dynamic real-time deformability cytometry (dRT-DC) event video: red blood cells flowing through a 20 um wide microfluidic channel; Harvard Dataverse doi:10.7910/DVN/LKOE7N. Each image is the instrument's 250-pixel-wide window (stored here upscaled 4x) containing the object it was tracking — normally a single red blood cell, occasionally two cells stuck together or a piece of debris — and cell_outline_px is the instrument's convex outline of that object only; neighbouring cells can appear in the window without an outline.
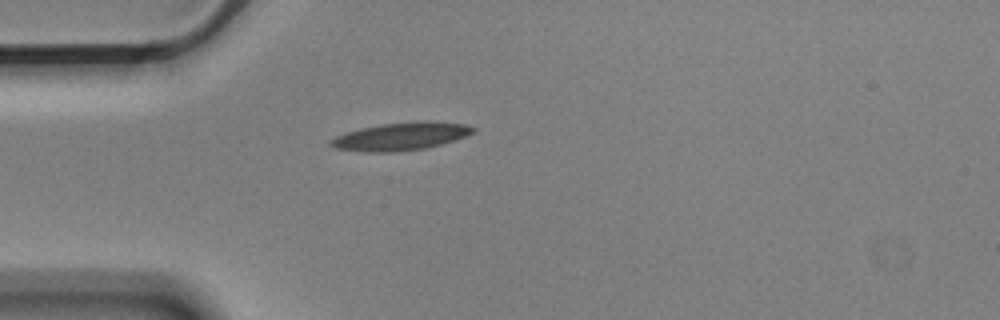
{"species": "Egyptian fruit bat (a non-hibernating species)", "species_latin": "Rousettus aegyptiacus", "temperature_condition": "cold", "stored_images_in_passage": 5, "camera_frame_rate_fps": 3000, "um_per_image_px": 0.085, "animal": {"sex": "male"}, "frame": {"image": 1, "passage_image": 4, "time_ms": 1.0, "image_size_px": [1000, 320], "cell_outline_px": [[476, 132], [440, 144], [424, 148], [396, 152], [364, 152], [336, 148], [328, 144], [328, 140], [336, 136], [360, 128], [380, 124], [416, 120], [428, 120], [464, 124], [476, 128]], "centroid_in_image_um": [34.05, 11.58], "position_along_channel_um": 50.9, "area_um2": 23.18}}